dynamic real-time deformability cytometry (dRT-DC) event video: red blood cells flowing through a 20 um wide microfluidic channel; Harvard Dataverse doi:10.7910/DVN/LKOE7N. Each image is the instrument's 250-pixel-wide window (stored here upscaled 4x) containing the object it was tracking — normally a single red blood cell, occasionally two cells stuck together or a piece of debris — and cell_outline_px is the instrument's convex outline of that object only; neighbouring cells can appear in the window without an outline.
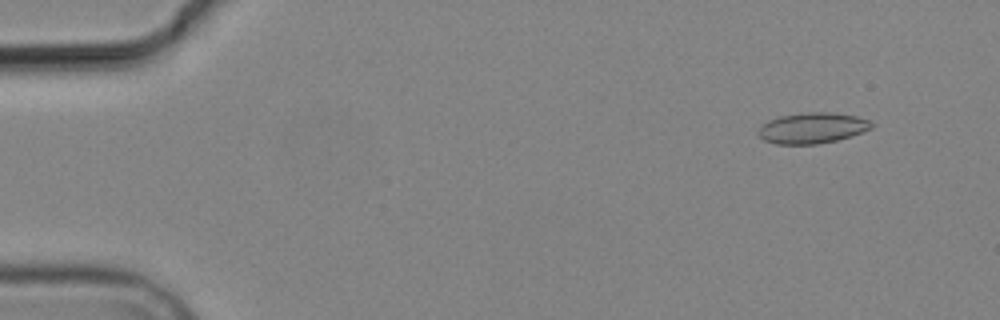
{"species": "common noctule bat (a hibernating species)", "species_latin": "Nyctalus noctula", "temperature_condition": "cold", "stored_images_in_passage": 6, "camera_frame_rate_fps": 3000, "um_per_image_px": 0.085, "animal": {"sex": "male", "body_mass_g": 19.2, "forearm_length_mm": 51.8}, "frame": {"image": 1, "passage_image": 2, "time_ms": 1.0, "image_size_px": [1000, 320], "cell_outline_px": [[872, 128], [836, 140], [816, 144], [776, 144], [764, 140], [756, 132], [768, 120], [780, 116], [804, 112], [832, 112], [856, 116], [868, 120], [872, 124]], "centroid_in_image_um": [69.01, 10.87], "position_along_channel_um": 16.0, "area_um2": 20.06}}
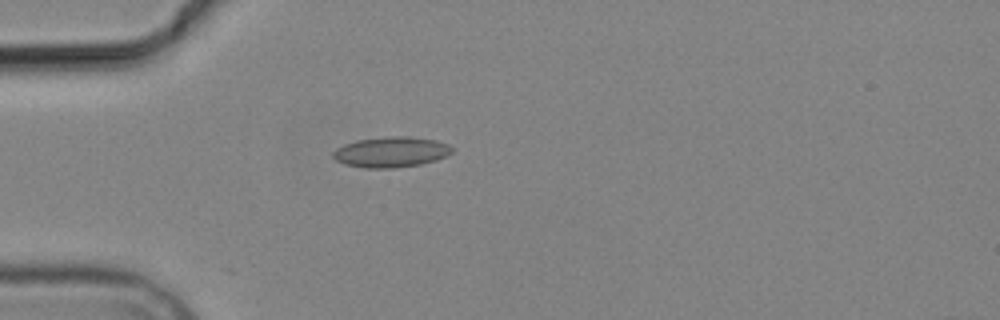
{"frame": {"image": 2, "passage_image": 5, "time_ms": 4.667, "image_size_px": [1000, 320], "cell_outline_px": [[452, 152], [436, 160], [420, 164], [396, 168], [364, 168], [344, 164], [336, 160], [332, 156], [332, 152], [336, 148], [344, 144], [356, 140], [388, 136], [408, 136], [436, 140], [448, 144], [452, 148]], "centroid_in_image_um": [33.21, 12.92], "position_along_channel_um": 51.8, "area_um2": 21.21}}